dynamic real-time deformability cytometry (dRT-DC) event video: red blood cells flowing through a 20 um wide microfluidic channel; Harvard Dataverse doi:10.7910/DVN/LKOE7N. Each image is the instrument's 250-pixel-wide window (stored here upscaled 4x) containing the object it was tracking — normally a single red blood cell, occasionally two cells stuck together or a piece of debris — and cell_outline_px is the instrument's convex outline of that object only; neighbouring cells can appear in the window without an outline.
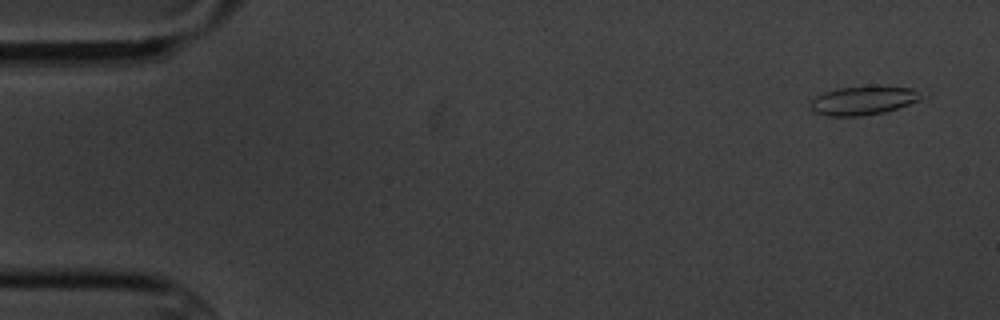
{"species": "common noctule bat (a hibernating species)", "species_latin": "Nyctalus noctula", "temperature_condition": "cold", "stored_images_in_passage": 5, "camera_frame_rate_fps": 3000, "um_per_image_px": 0.085, "animal": {"sex": "male", "body_mass_g": 20.1, "forearm_length_mm": 53.5}, "frame": {"image": 1, "passage_image": 1, "time_ms": 0.0, "image_size_px": [1000, 320], "cell_outline_px": [[920, 100], [884, 112], [860, 116], [828, 116], [812, 112], [812, 100], [816, 96], [824, 92], [836, 88], [872, 84], [880, 84], [912, 88], [920, 96]], "centroid_in_image_um": [73.35, 8.5], "position_along_channel_um": 11.7, "area_um2": 18.84}}
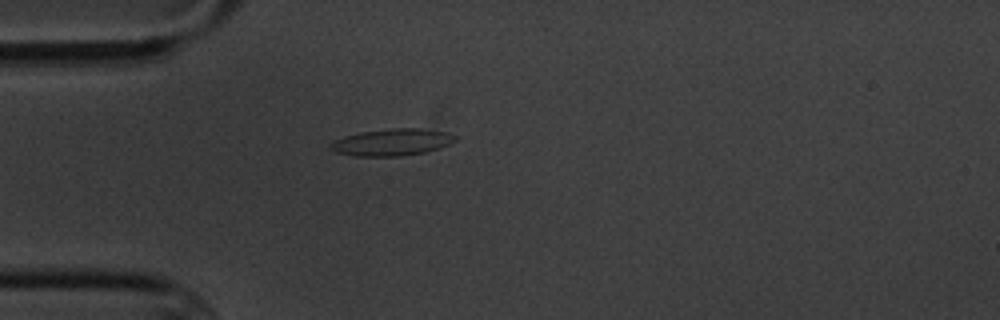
{"frame": {"image": 2, "passage_image": 4, "time_ms": 4.333, "image_size_px": [1000, 320], "cell_outline_px": [[456, 140], [452, 144], [440, 148], [424, 152], [400, 156], [356, 156], [336, 152], [332, 148], [332, 140], [344, 136], [360, 132], [392, 128], [420, 128], [444, 132], [456, 136]], "centroid_in_image_um": [33.34, 12.08], "position_along_channel_um": 51.7, "area_um2": 19.42}}